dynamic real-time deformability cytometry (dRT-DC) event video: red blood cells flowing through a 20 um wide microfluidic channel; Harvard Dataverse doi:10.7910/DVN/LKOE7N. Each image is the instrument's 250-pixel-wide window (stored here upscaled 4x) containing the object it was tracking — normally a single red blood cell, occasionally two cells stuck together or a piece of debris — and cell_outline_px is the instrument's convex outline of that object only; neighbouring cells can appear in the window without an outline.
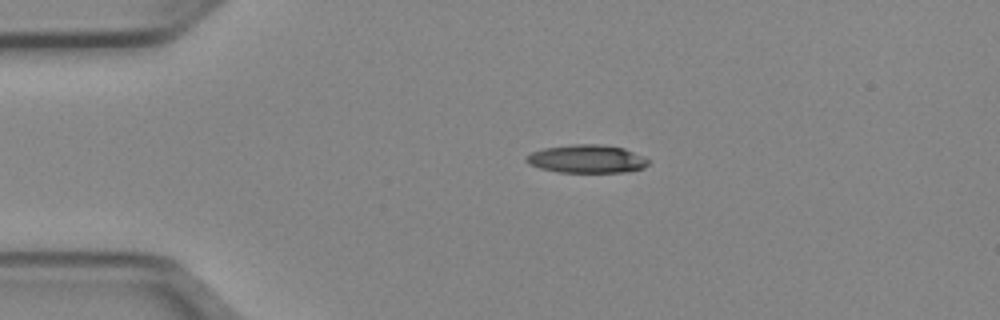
{"species": "Egyptian fruit bat (a non-hibernating species)", "species_latin": "Rousettus aegyptiacus", "temperature_condition": "cold", "stored_images_in_passage": 41, "camera_frame_rate_fps": 3000, "um_per_image_px": 0.085, "animal": {"sex": "female"}, "frame": {"image": 1, "passage_image": 1, "time_ms": 0.0, "image_size_px": [1000, 320], "cell_outline_px": [[648, 164], [644, 168], [624, 172], [556, 172], [540, 168], [528, 164], [524, 160], [524, 156], [532, 152], [544, 148], [576, 144], [600, 144], [624, 148], [648, 160]], "centroid_in_image_um": [49.81, 13.51], "position_along_channel_um": 35.2, "area_um2": 19.94}}
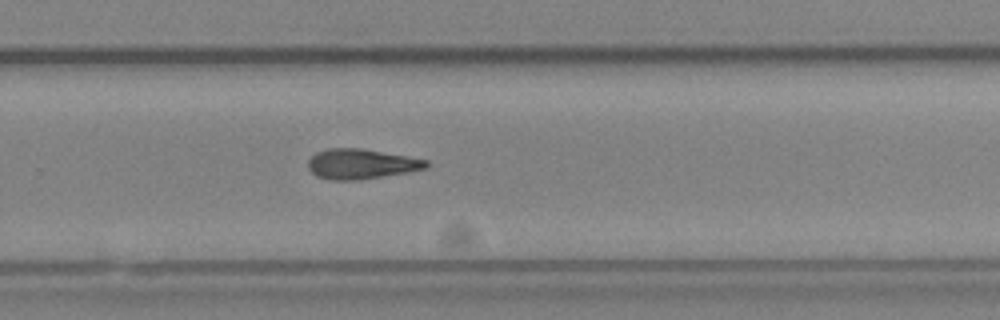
{"frame": {"image": 2, "passage_image": 24, "time_ms": 7.667, "image_size_px": [1000, 320], "cell_outline_px": [[428, 168], [408, 172], [356, 180], [328, 180], [316, 176], [308, 168], [308, 160], [316, 152], [328, 148], [360, 148], [408, 156], [428, 160]], "centroid_in_image_um": [30.69, 13.93], "position_along_channel_um": 299.1, "area_um2": 20.69}}
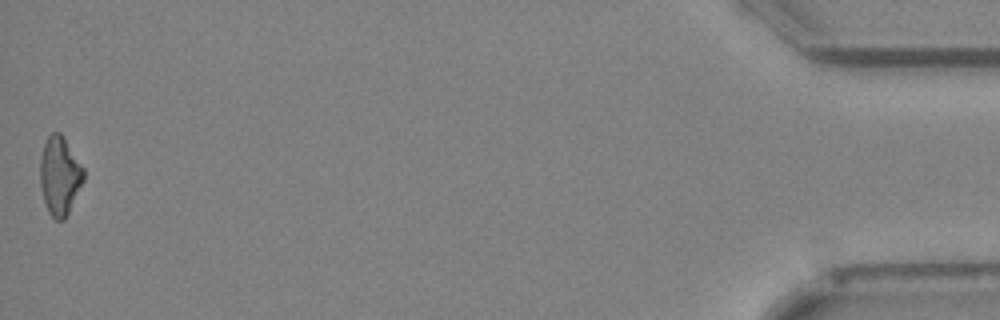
{"frame": {"image": 3, "passage_image": 41, "time_ms": 13.333, "image_size_px": [1000, 320], "cell_outline_px": [[84, 180], [64, 220], [56, 220], [48, 212], [44, 200], [40, 184], [40, 156], [44, 144], [48, 136], [52, 132], [60, 132], [84, 168]], "centroid_in_image_um": [5.07, 14.93], "position_along_channel_um": 430.1, "area_um2": 19.71}, "authors_computed_cell_mechanics": {"area_um2": 20.3456, "velocity_mm_per_s": 3.9791, "shape_relaxation_time_tau1_ms": 7.7539, "shape_relaxation_time_tau2_ms": null, "deformation_change_tau1": 0.1803, "deformation_change_tau2": null}}